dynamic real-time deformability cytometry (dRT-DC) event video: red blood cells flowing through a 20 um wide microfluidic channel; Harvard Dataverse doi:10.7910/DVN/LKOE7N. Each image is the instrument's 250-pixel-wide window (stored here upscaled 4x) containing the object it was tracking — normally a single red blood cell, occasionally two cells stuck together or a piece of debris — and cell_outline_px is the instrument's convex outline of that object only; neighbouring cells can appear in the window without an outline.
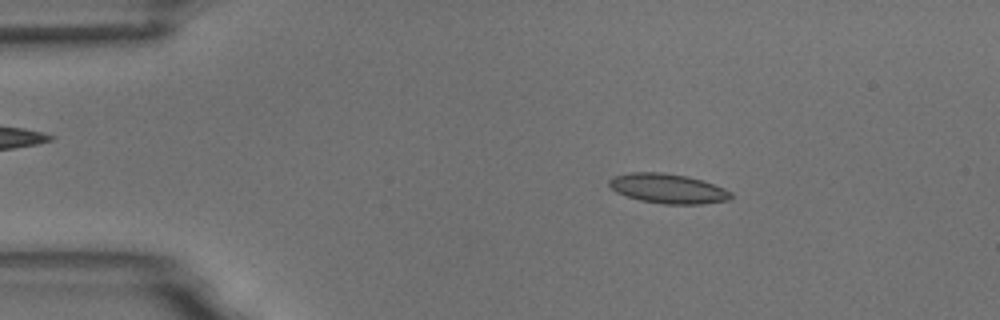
{"species": "common noctule bat (a hibernating species)", "species_latin": "Nyctalus noctula", "temperature_condition": "room temperature", "stored_images_in_passage": 9, "camera_frame_rate_fps": 3000, "um_per_image_px": 0.085, "animal": {"sex": "male", "body_mass_g": 18.8}, "frame": {"image": 1, "passage_image": 3, "time_ms": 2.333, "image_size_px": [1000, 320], "cell_outline_px": [[732, 196], [728, 200], [704, 204], [664, 204], [640, 200], [616, 192], [608, 184], [608, 180], [612, 176], [632, 172], [664, 172], [684, 176], [700, 180], [724, 188], [732, 192]], "centroid_in_image_um": [56.75, 16.03], "position_along_channel_um": 28.2, "area_um2": 20.92}}